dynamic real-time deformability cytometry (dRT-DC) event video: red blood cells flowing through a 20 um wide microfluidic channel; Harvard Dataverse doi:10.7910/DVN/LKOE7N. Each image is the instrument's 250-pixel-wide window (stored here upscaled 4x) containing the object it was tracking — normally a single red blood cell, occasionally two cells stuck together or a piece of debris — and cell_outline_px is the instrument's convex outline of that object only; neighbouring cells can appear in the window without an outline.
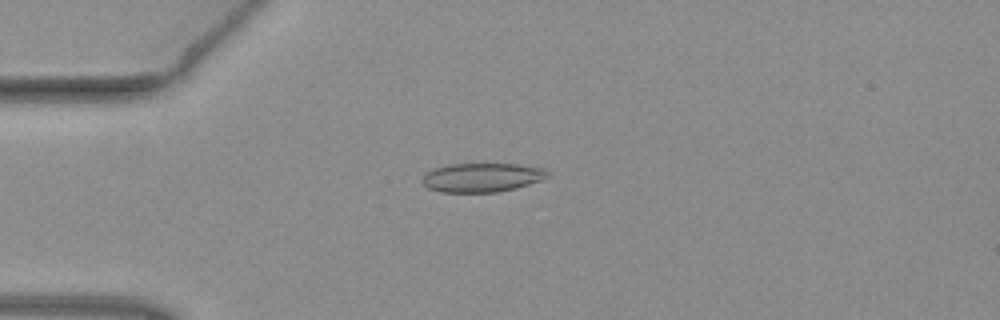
{"species": "common noctule bat (a hibernating species)", "species_latin": "Nyctalus noctula", "temperature_condition": "warm", "stored_images_in_passage": 52, "camera_frame_rate_fps": 3000, "um_per_image_px": 0.085, "animal": {"sex": "female", "body_mass_g": 19.3, "forearm_length_mm": 54.1}, "frame": {"image": 1, "passage_image": 14, "time_ms": 4.333, "image_size_px": [1000, 320], "cell_outline_px": [[552, 176], [516, 188], [496, 192], [440, 192], [428, 188], [420, 180], [432, 168], [448, 164], [516, 164], [544, 168], [552, 172]], "centroid_in_image_um": [40.99, 15.08], "position_along_channel_um": 44.0, "area_um2": 21.33}}
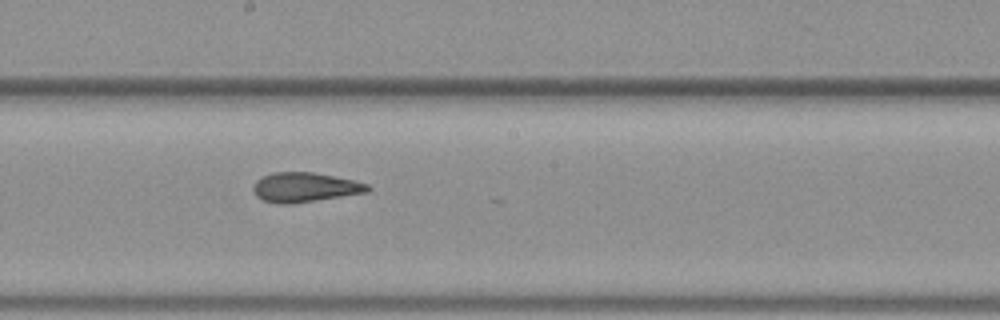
{"frame": {"image": 2, "passage_image": 29, "time_ms": 9.333, "image_size_px": [1000, 320], "cell_outline_px": [[372, 188], [368, 192], [292, 204], [276, 204], [264, 200], [256, 196], [252, 188], [256, 180], [272, 172], [312, 172], [356, 180], [368, 184]], "centroid_in_image_um": [25.92, 15.92], "position_along_channel_um": 222.3, "area_um2": 19.83}}
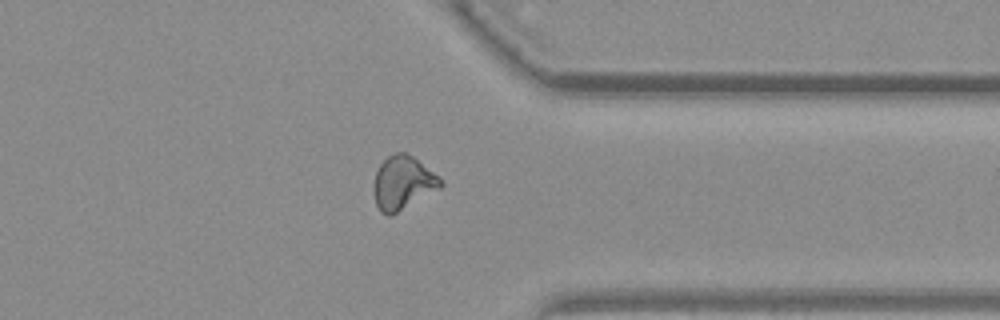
{"frame": {"image": 3, "passage_image": 41, "time_ms": 13.333, "image_size_px": [1000, 320], "cell_outline_px": [[444, 184], [440, 188], [392, 216], [388, 216], [380, 212], [376, 204], [376, 172], [380, 164], [388, 156], [396, 152], [404, 152], [412, 156], [440, 176], [444, 180]], "centroid_in_image_um": [34.3, 15.55], "position_along_channel_um": 377.1, "area_um2": 20.63}, "authors_computed_cell_mechanics": {"area_um2": 20.4901, "velocity_mm_per_s": 4.0029, "shape_relaxation_time_tau1_ms": null, "shape_relaxation_time_tau2_ms": 2.542, "deformation_change_tau1": null, "deformation_change_tau2": 0.085}}